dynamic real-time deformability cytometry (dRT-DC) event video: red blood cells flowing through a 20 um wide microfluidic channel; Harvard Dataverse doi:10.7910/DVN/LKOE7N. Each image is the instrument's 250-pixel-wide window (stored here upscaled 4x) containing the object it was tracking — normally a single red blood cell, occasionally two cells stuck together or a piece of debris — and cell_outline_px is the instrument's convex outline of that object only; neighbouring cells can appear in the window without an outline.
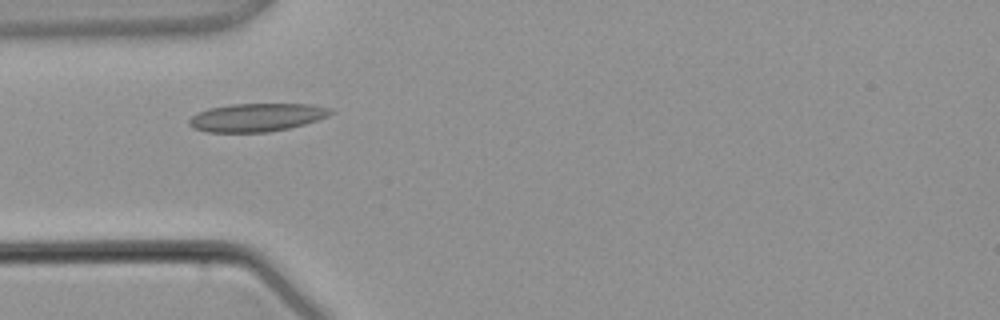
{"species": "common noctule bat (a hibernating species)", "species_latin": "Nyctalus noctula", "temperature_condition": "warm", "stored_images_in_passage": 4, "camera_frame_rate_fps": 3000, "um_per_image_px": 0.085, "animal": {"sex": "male", "body_mass_g": 21.5, "forearm_length_mm": 52.0}, "frame": {"image": 1, "passage_image": 3, "time_ms": 2.667, "image_size_px": [1000, 320], "cell_outline_px": [[336, 112], [328, 116], [304, 124], [288, 128], [268, 132], [208, 132], [192, 128], [188, 124], [188, 120], [196, 112], [208, 108], [232, 104], [312, 104], [332, 108]], "centroid_in_image_um": [21.82, 9.97], "position_along_channel_um": 63.2, "area_um2": 23.41}}
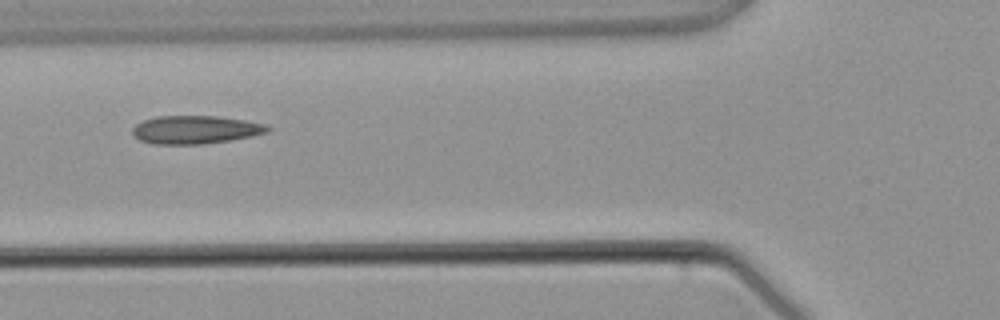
{"frame": {"image": 2, "passage_image": 4, "time_ms": 3.667, "image_size_px": [1000, 320], "cell_outline_px": [[272, 128], [268, 132], [252, 136], [204, 144], [152, 144], [140, 140], [132, 132], [132, 128], [136, 124], [144, 120], [156, 116], [216, 116], [244, 120], [268, 124]], "centroid_in_image_um": [16.63, 11.02], "position_along_channel_um": 109.2, "area_um2": 22.2}}